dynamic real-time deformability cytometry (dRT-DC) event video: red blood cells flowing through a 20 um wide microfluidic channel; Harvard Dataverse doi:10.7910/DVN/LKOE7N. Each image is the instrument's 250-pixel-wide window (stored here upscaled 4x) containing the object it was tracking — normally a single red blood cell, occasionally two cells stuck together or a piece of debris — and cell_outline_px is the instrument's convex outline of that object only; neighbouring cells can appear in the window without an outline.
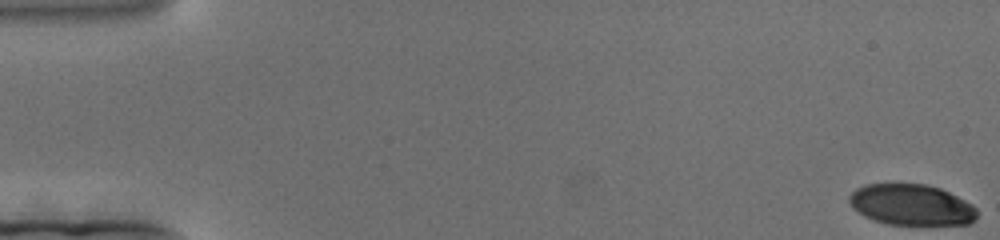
{"species": "human", "species_latin": "Homo sapiens", "temperature_condition": "cold", "stored_images_in_passage": 198, "camera_frame_rate_fps": 3000, "um_per_image_px": 0.085, "donor": {"sex": "female"}, "frame": {"image": 1, "passage_image": 1, "time_ms": 0.0, "image_size_px": [1000, 240], "cell_outline_px": [[976, 220], [968, 224], [888, 224], [864, 216], [852, 208], [848, 200], [848, 196], [856, 188], [864, 184], [888, 180], [924, 184], [940, 188], [972, 204], [976, 208]], "centroid_in_image_um": [77.39, 17.35], "position_along_channel_um": 7.6, "area_um2": 31.21}}
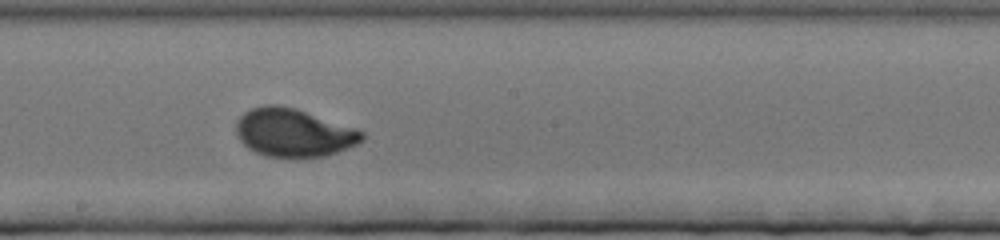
{"frame": {"image": 2, "passage_image": 110, "time_ms": 36.333, "image_size_px": [1000, 240], "cell_outline_px": [[364, 140], [356, 144], [336, 152], [324, 156], [264, 156], [248, 148], [240, 140], [236, 132], [236, 120], [244, 112], [252, 108], [264, 104], [276, 104], [296, 108], [356, 128], [364, 132]], "centroid_in_image_um": [24.94, 11.25], "position_along_channel_um": 223.3, "area_um2": 35.14}}
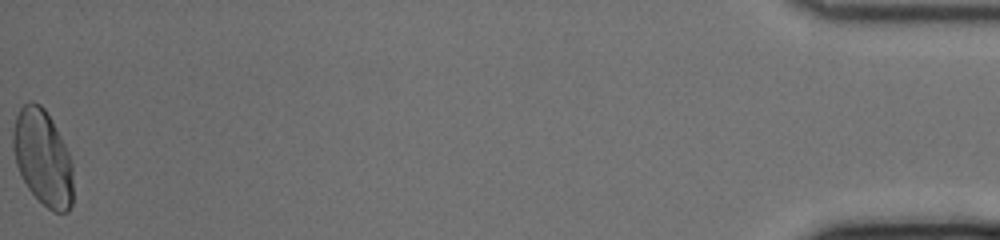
{"frame": {"image": 3, "passage_image": 198, "time_ms": 65.667, "image_size_px": [1000, 240], "cell_outline_px": [[72, 204], [68, 212], [52, 212], [28, 188], [16, 164], [12, 148], [12, 132], [16, 116], [20, 108], [24, 104], [32, 100], [40, 104], [44, 108], [52, 120], [68, 152], [72, 164]], "centroid_in_image_um": [3.62, 13.38], "position_along_channel_um": 431.6, "area_um2": 33.35}}